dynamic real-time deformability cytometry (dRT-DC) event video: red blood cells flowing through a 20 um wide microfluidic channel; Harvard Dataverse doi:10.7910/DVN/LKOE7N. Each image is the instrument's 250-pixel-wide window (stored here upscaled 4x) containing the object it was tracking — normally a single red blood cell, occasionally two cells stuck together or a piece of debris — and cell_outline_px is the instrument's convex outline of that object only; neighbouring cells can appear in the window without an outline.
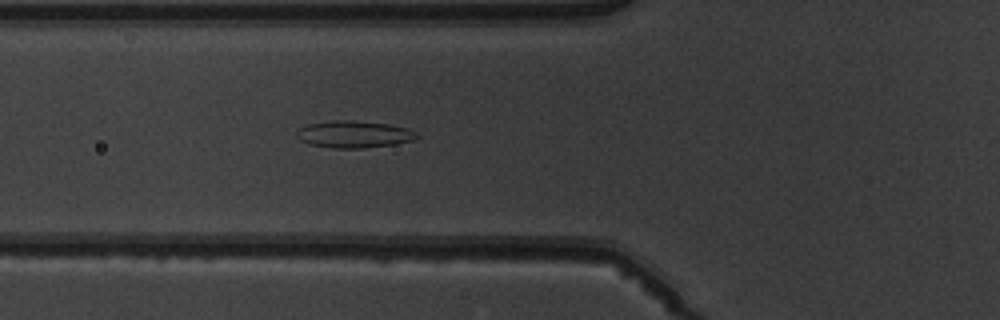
{"species": "common noctule bat (a hibernating species)", "species_latin": "Nyctalus noctula", "temperature_condition": "warm", "stored_images_in_passage": 5, "camera_frame_rate_fps": 3000, "um_per_image_px": 0.085, "animal": {"sex": "male", "body_mass_g": 19.5, "forearm_length_mm": 54.6}, "frame": {"image": 1, "passage_image": 5, "time_ms": 4.667, "image_size_px": [1000, 320], "cell_outline_px": [[420, 136], [412, 140], [392, 144], [364, 148], [332, 148], [308, 144], [300, 140], [296, 136], [296, 132], [300, 128], [308, 124], [332, 120], [352, 120], [388, 124], [408, 128], [416, 132]], "centroid_in_image_um": [30.06, 11.41], "position_along_channel_um": 95.7, "area_um2": 18.9}}